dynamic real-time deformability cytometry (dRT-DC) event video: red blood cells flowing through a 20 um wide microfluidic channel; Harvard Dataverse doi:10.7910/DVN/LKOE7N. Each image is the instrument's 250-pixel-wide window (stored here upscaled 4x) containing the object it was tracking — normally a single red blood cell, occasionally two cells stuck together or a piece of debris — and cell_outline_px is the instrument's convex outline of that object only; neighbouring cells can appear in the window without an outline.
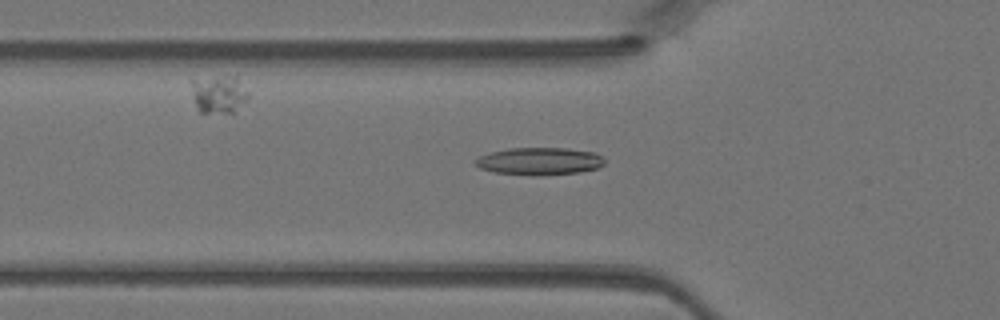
{"species": "Egyptian fruit bat (a non-hibernating species)", "species_latin": "Rousettus aegyptiacus", "temperature_condition": "warm", "stored_images_in_passage": 44, "camera_frame_rate_fps": 3000, "um_per_image_px": 0.085, "animal": {"sex": "female"}, "frame": {"image": 1, "passage_image": 14, "time_ms": 4.333, "image_size_px": [1000, 320], "cell_outline_px": [[604, 164], [596, 168], [580, 172], [544, 176], [532, 176], [496, 172], [480, 168], [476, 164], [476, 160], [480, 156], [492, 152], [508, 148], [564, 148], [596, 152], [604, 160]], "centroid_in_image_um": [45.88, 13.71], "position_along_channel_um": 79.9, "area_um2": 20.63}}
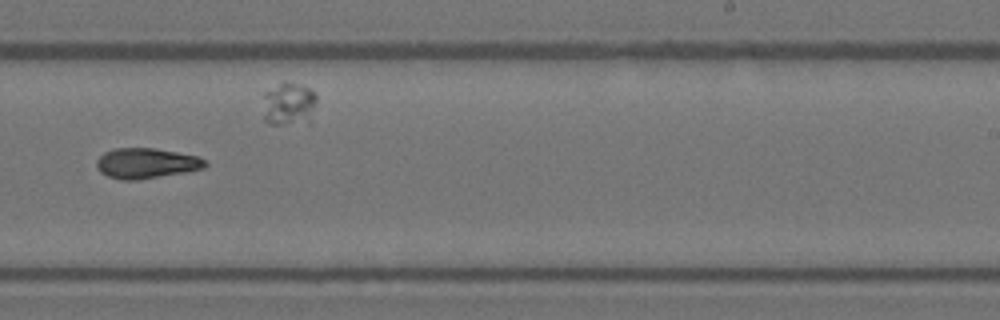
{"frame": {"image": 2, "passage_image": 27, "time_ms": 8.667, "image_size_px": [1000, 320], "cell_outline_px": [[208, 164], [204, 168], [184, 172], [136, 180], [120, 180], [108, 176], [100, 172], [96, 168], [96, 160], [104, 152], [116, 148], [156, 148], [200, 156]], "centroid_in_image_um": [12.42, 13.87], "position_along_channel_um": 276.6, "area_um2": 19.25}}
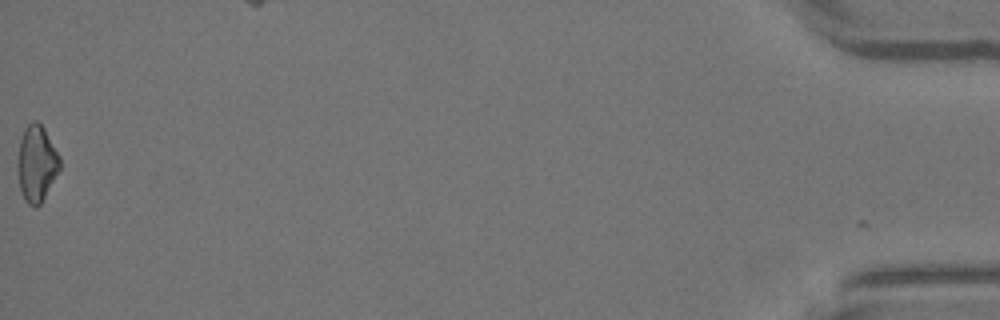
{"frame": {"image": 3, "passage_image": 44, "time_ms": 14.333, "image_size_px": [1000, 320], "cell_outline_px": [[60, 168], [40, 204], [36, 208], [28, 204], [24, 200], [20, 188], [16, 164], [20, 140], [24, 128], [32, 120], [36, 120], [44, 128], [60, 156]], "centroid_in_image_um": [3.09, 13.88], "position_along_channel_um": 432.1, "area_um2": 18.79}}